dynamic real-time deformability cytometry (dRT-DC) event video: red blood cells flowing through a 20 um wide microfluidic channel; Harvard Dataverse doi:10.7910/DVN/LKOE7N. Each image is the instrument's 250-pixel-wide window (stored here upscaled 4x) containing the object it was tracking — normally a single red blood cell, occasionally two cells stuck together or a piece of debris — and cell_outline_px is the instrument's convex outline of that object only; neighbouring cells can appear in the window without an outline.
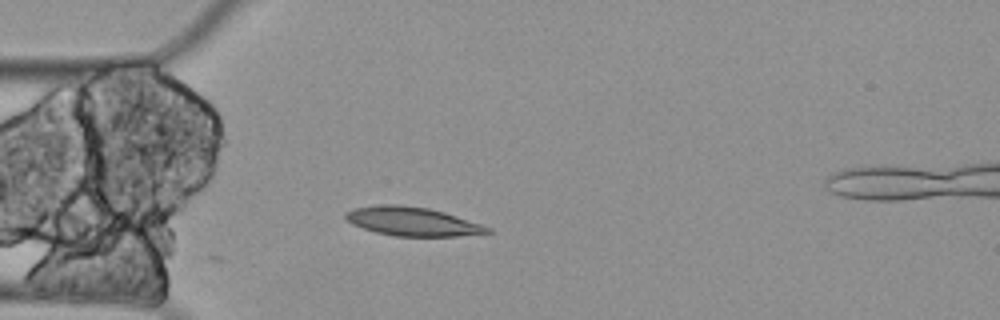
{"species": "Egyptian fruit bat (a non-hibernating species)", "species_latin": "Rousettus aegyptiacus", "temperature_condition": "cold", "stored_images_in_passage": 5, "camera_frame_rate_fps": 3000, "um_per_image_px": 0.085, "animal": {"sex": "female"}, "frame": {"image": 1, "passage_image": 5, "time_ms": 1.333, "image_size_px": [1000, 320], "cell_outline_px": [[492, 232], [456, 236], [396, 236], [376, 232], [352, 224], [344, 216], [344, 212], [352, 208], [384, 204], [400, 204], [428, 208], [444, 212], [484, 224], [492, 228]], "centroid_in_image_um": [35.07, 18.81], "position_along_channel_um": 49.9, "area_um2": 23.87}}